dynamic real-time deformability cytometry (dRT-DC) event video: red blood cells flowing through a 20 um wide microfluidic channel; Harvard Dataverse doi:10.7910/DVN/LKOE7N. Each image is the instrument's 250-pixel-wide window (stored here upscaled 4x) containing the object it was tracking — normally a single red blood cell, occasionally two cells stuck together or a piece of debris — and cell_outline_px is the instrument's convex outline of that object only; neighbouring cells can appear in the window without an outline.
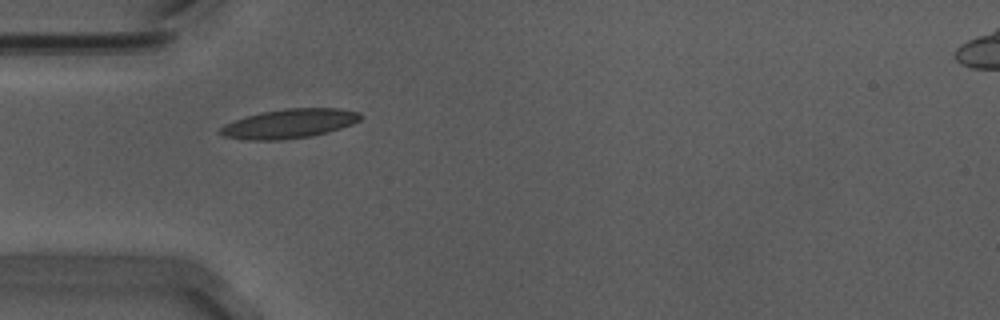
{"species": "Egyptian fruit bat (a non-hibernating species)", "species_latin": "Rousettus aegyptiacus", "temperature_condition": "warm", "stored_images_in_passage": 4, "camera_frame_rate_fps": 3000, "um_per_image_px": 0.085, "animal": {"sex": "male"}, "frame": {"image": 1, "passage_image": 1, "time_ms": 0.0, "image_size_px": [1000, 320], "cell_outline_px": [[360, 120], [352, 124], [328, 132], [312, 136], [280, 140], [244, 140], [224, 136], [220, 132], [220, 128], [224, 124], [260, 112], [284, 108], [340, 108], [360, 112]], "centroid_in_image_um": [24.6, 10.51], "position_along_channel_um": 60.4, "area_um2": 23.87}}